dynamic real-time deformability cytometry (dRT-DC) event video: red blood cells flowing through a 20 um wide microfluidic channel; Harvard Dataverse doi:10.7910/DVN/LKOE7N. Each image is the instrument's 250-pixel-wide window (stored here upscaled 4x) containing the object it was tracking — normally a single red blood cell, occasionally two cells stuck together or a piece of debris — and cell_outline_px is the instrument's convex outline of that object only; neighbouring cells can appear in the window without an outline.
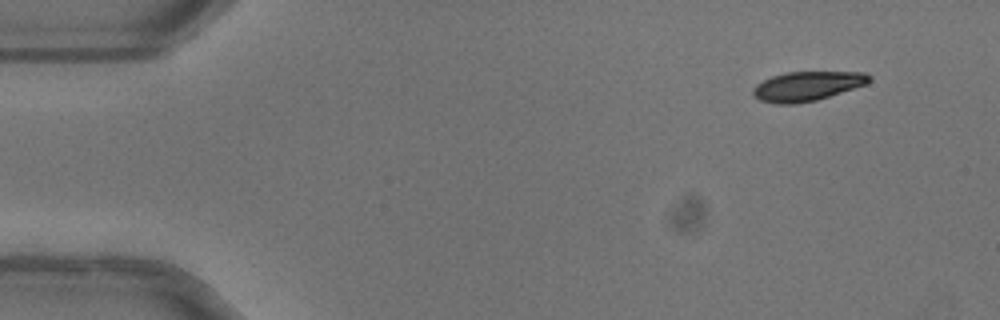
{"species": "common noctule bat (a hibernating species)", "species_latin": "Nyctalus noctula", "temperature_condition": "warm", "stored_images_in_passage": 48, "camera_frame_rate_fps": 3000, "um_per_image_px": 0.085, "animal": {"sex": "female"}, "frame": {"image": 1, "passage_image": 1, "time_ms": 0.0, "image_size_px": [1000, 320], "cell_outline_px": [[872, 80], [864, 84], [816, 100], [796, 104], [776, 104], [760, 100], [752, 96], [752, 88], [756, 84], [772, 76], [788, 72], [864, 72], [872, 76]], "centroid_in_image_um": [68.55, 7.32], "position_along_channel_um": 16.4, "area_um2": 19.77}}
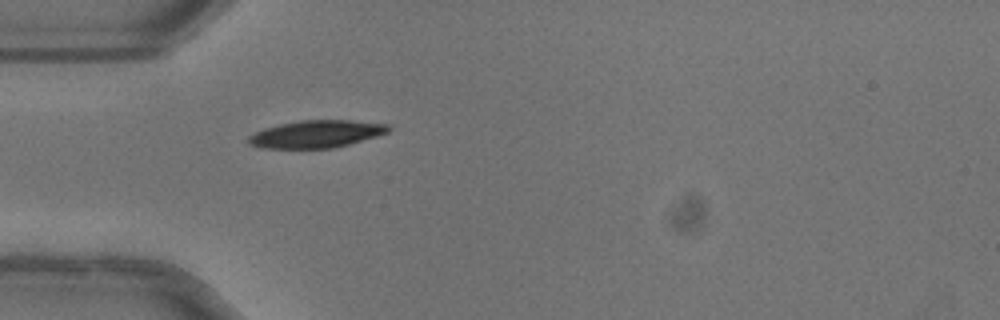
{"frame": {"image": 2, "passage_image": 12, "time_ms": 3.667, "image_size_px": [1000, 320], "cell_outline_px": [[392, 128], [388, 132], [376, 136], [348, 144], [332, 148], [260, 148], [248, 144], [248, 136], [264, 128], [280, 124], [300, 120], [352, 120], [392, 124]], "centroid_in_image_um": [26.91, 11.38], "position_along_channel_um": 58.1, "area_um2": 22.43}}
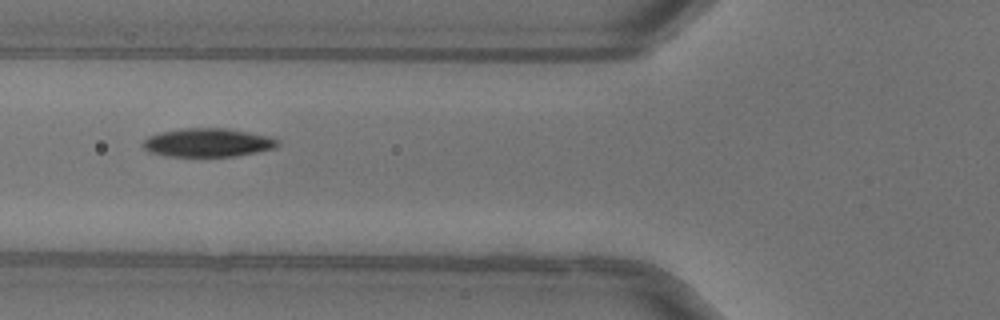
{"frame": {"image": 3, "passage_image": 16, "time_ms": 5.0, "image_size_px": [1000, 320], "cell_outline_px": [[280, 144], [276, 148], [236, 156], [164, 156], [148, 152], [140, 144], [148, 136], [160, 132], [180, 128], [224, 128], [272, 136], [280, 140]], "centroid_in_image_um": [17.66, 12.12], "position_along_channel_um": 108.1, "area_um2": 22.72}, "authors_computed_cell_mechanics": {"area_um2": 22.2241, "velocity_mm_per_s": 4.0169, "shape_relaxation_time_tau1_ms": 3.6104, "shape_relaxation_time_tau2_ms": null, "deformation_change_tau1": 0.1412, "deformation_change_tau2": null}}